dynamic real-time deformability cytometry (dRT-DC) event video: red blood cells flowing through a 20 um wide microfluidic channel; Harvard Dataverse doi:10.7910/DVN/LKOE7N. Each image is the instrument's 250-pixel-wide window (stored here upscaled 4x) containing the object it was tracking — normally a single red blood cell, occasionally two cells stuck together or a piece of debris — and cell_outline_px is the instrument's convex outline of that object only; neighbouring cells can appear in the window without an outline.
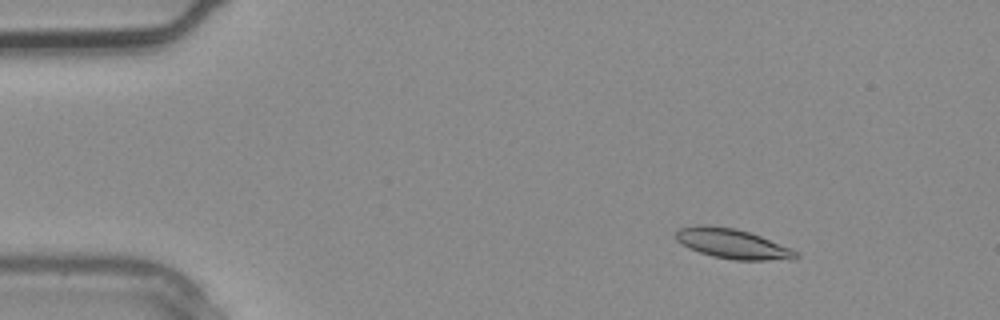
{"species": "common noctule bat (a hibernating species)", "species_latin": "Nyctalus noctula", "temperature_condition": "warm", "stored_images_in_passage": 3, "camera_frame_rate_fps": 3000, "um_per_image_px": 0.085, "animal": {"sex": "male", "body_mass_g": 20.4}, "frame": {"image": 1, "passage_image": 2, "time_ms": 0.333, "image_size_px": [1000, 320], "cell_outline_px": [[800, 256], [796, 260], [736, 260], [712, 256], [700, 252], [676, 240], [676, 232], [680, 228], [696, 224], [712, 224], [736, 228], [760, 236], [792, 248], [800, 252]], "centroid_in_image_um": [62.33, 20.71], "position_along_channel_um": 22.7, "area_um2": 21.1}}